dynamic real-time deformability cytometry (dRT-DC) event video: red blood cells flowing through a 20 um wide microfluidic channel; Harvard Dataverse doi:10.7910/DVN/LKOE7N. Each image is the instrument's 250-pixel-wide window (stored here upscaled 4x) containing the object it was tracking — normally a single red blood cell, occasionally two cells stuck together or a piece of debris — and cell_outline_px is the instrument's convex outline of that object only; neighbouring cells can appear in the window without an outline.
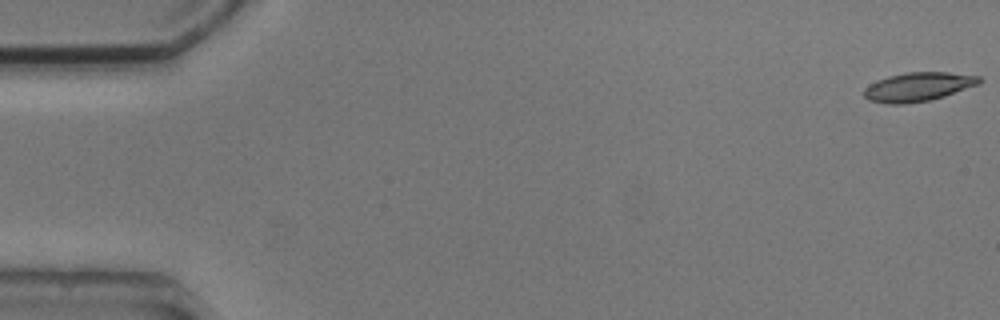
{"species": "common noctule bat (a hibernating species)", "species_latin": "Nyctalus noctula", "temperature_condition": "cold", "stored_images_in_passage": 6, "camera_frame_rate_fps": 3000, "um_per_image_px": 0.085, "animal": {"sex": "male", "body_mass_g": 20.5, "forearm_length_mm": 52.5}, "frame": {"image": 1, "passage_image": 1, "time_ms": 0.0, "image_size_px": [1000, 320], "cell_outline_px": [[984, 80], [980, 84], [944, 96], [928, 100], [904, 104], [884, 104], [868, 100], [864, 96], [864, 88], [888, 76], [908, 72], [948, 72], [980, 76]], "centroid_in_image_um": [78.08, 7.38], "position_along_channel_um": 6.9, "area_um2": 19.36}}
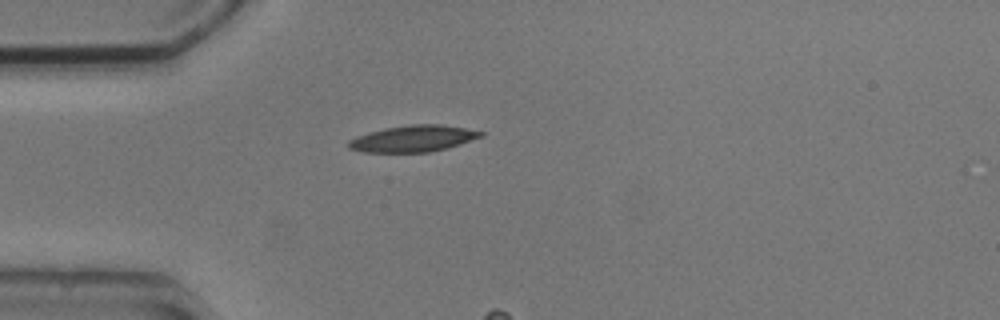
{"frame": {"image": 2, "passage_image": 4, "time_ms": 4.667, "image_size_px": [1000, 320], "cell_outline_px": [[484, 136], [460, 144], [428, 152], [364, 152], [348, 148], [348, 140], [356, 136], [368, 132], [384, 128], [412, 124], [440, 124], [464, 128], [484, 132]], "centroid_in_image_um": [35.09, 11.77], "position_along_channel_um": 49.9, "area_um2": 20.29}}